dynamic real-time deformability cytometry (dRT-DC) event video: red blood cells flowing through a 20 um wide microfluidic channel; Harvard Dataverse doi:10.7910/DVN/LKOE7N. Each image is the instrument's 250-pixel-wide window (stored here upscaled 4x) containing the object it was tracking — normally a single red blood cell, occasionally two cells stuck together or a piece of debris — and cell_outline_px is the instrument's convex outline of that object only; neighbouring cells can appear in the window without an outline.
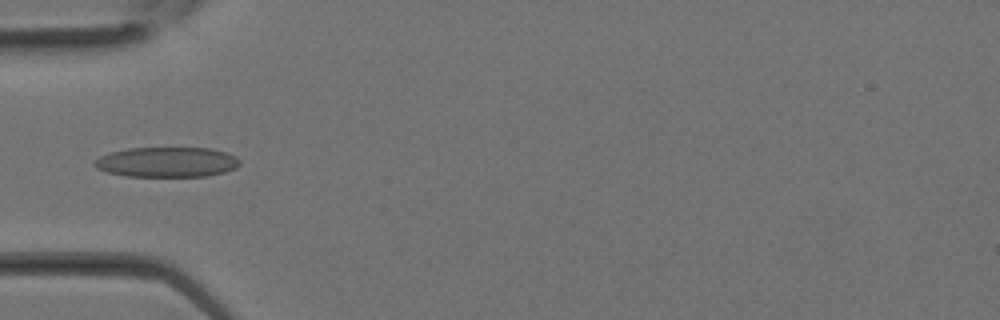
{"species": "Egyptian fruit bat (a non-hibernating species)", "species_latin": "Rousettus aegyptiacus", "temperature_condition": "room temperature", "stored_images_in_passage": 20, "camera_frame_rate_fps": 3000, "um_per_image_px": 0.085, "animal": {"sex": "female"}, "frame": {"image": 1, "passage_image": 9, "time_ms": 2.667, "image_size_px": [1000, 320], "cell_outline_px": [[240, 164], [236, 168], [224, 172], [208, 176], [128, 176], [108, 172], [96, 168], [92, 164], [100, 156], [112, 152], [128, 148], [212, 148], [236, 156], [240, 160]], "centroid_in_image_um": [14.21, 13.77], "position_along_channel_um": 70.8, "area_um2": 25.37}}
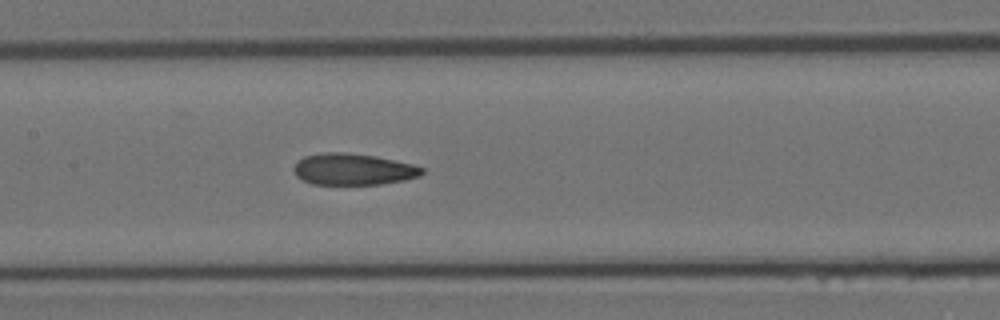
{"frame": {"image": 2, "passage_image": 14, "time_ms": 4.333, "image_size_px": [1000, 320], "cell_outline_px": [[424, 172], [420, 176], [404, 180], [380, 184], [312, 184], [296, 176], [292, 168], [304, 156], [324, 152], [344, 152], [376, 156], [412, 164], [424, 168]], "centroid_in_image_um": [30.02, 14.38], "position_along_channel_um": 177.4, "area_um2": 23.47}}
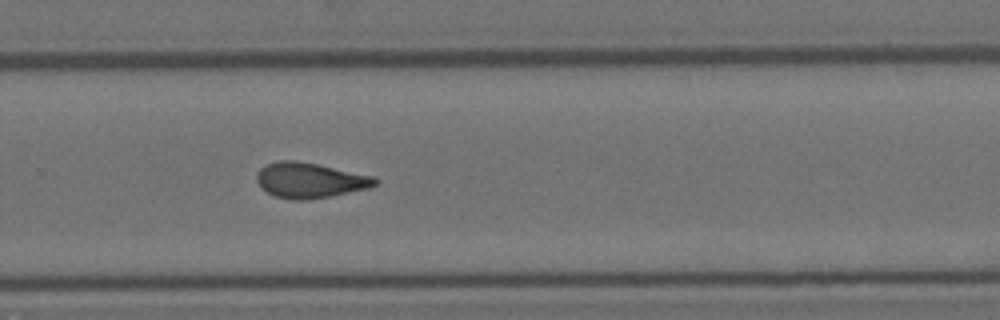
{"frame": {"image": 3, "passage_image": 20, "time_ms": 6.333, "image_size_px": [1000, 320], "cell_outline_px": [[380, 180], [376, 184], [368, 188], [308, 200], [292, 200], [276, 196], [260, 188], [256, 180], [256, 176], [260, 168], [276, 160], [296, 160], [376, 176]], "centroid_in_image_um": [26.33, 15.31], "position_along_channel_um": 303.5, "area_um2": 24.33}}